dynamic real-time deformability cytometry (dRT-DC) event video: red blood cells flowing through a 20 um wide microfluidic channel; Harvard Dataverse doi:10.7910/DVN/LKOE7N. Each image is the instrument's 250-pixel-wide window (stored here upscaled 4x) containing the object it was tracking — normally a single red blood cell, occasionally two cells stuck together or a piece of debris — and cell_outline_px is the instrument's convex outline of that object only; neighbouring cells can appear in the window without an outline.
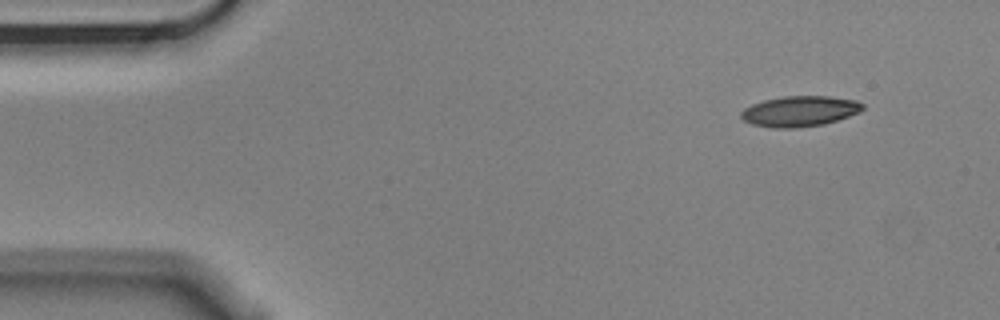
{"species": "Egyptian fruit bat (a non-hibernating species)", "species_latin": "Rousettus aegyptiacus", "temperature_condition": "cold", "stored_images_in_passage": 4, "camera_frame_rate_fps": 3000, "um_per_image_px": 0.085, "animal": {"sex": "male"}, "frame": {"image": 1, "passage_image": 1, "time_ms": 0.0, "image_size_px": [1000, 320], "cell_outline_px": [[864, 108], [860, 112], [824, 124], [796, 128], [772, 128], [752, 124], [744, 120], [740, 116], [740, 112], [744, 108], [752, 104], [764, 100], [784, 96], [828, 96], [856, 100], [864, 104]], "centroid_in_image_um": [67.97, 9.45], "position_along_channel_um": 17.0, "area_um2": 21.68}}
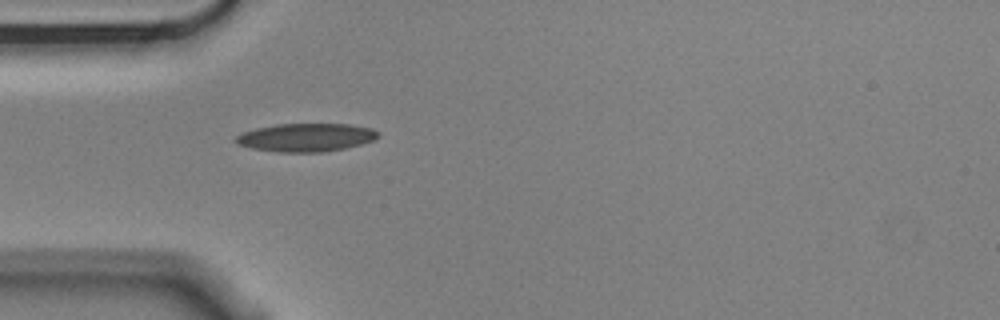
{"frame": {"image": 2, "passage_image": 4, "time_ms": 1.0, "image_size_px": [1000, 320], "cell_outline_px": [[380, 136], [372, 140], [360, 144], [344, 148], [324, 152], [280, 152], [252, 148], [236, 144], [232, 140], [236, 136], [244, 132], [256, 128], [276, 124], [348, 124], [372, 128], [380, 132]], "centroid_in_image_um": [26.0, 11.68], "position_along_channel_um": 59.0, "area_um2": 23.41}}